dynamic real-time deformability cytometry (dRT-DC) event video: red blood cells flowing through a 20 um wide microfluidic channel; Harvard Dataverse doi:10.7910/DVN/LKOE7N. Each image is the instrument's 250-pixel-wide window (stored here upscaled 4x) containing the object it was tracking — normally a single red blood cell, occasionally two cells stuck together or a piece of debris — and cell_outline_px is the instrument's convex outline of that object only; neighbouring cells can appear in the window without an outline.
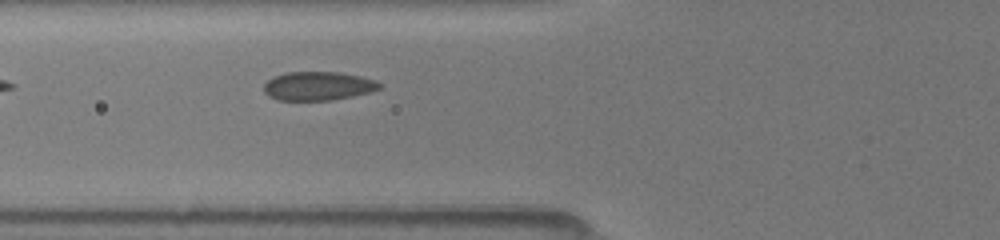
{"species": "common noctule bat (a hibernating species)", "species_latin": "Nyctalus noctula", "temperature_condition": "room temperature", "stored_images_in_passage": 4, "camera_frame_rate_fps": 3000, "um_per_image_px": 0.085, "animal": {"sex": "female", "body_mass_g": 19.5, "forearm_length_mm": 54.1}, "frame": {"image": 1, "passage_image": 4, "time_ms": 2.333, "image_size_px": [1000, 240], "cell_outline_px": [[380, 88], [372, 92], [332, 100], [276, 100], [268, 96], [264, 92], [264, 84], [272, 76], [288, 72], [340, 72], [360, 76], [376, 80], [380, 84]], "centroid_in_image_um": [27.02, 7.31], "position_along_channel_um": 98.8, "area_um2": 19.48}}